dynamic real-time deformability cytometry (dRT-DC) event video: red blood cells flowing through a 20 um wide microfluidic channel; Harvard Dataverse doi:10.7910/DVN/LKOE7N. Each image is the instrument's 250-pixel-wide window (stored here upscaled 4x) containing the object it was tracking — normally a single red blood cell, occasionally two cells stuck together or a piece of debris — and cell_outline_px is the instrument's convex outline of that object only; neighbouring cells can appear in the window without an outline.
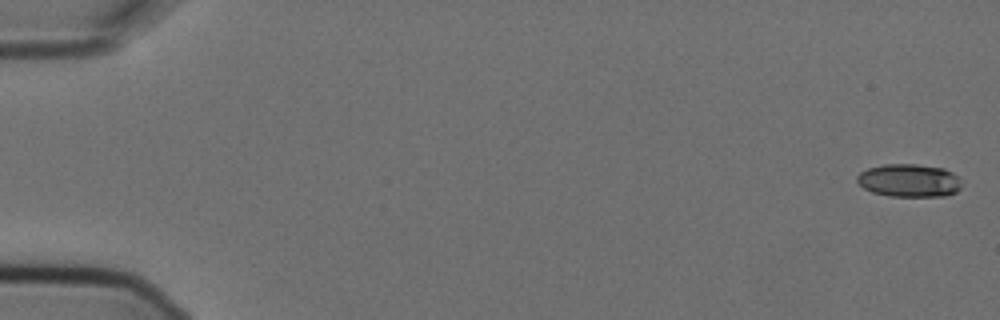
{"species": "Egyptian fruit bat (a non-hibernating species)", "species_latin": "Rousettus aegyptiacus", "temperature_condition": "cold", "stored_images_in_passage": 6, "camera_frame_rate_fps": 3000, "um_per_image_px": 0.085, "animal": {"sex": "female"}, "frame": {"image": 1, "passage_image": 1, "time_ms": 0.0, "image_size_px": [1000, 320], "cell_outline_px": [[960, 188], [956, 192], [944, 196], [888, 196], [872, 192], [864, 188], [856, 180], [856, 176], [860, 172], [868, 168], [884, 164], [916, 164], [944, 168], [960, 176]], "centroid_in_image_um": [77.28, 15.33], "position_along_channel_um": 7.7, "area_um2": 20.23}}
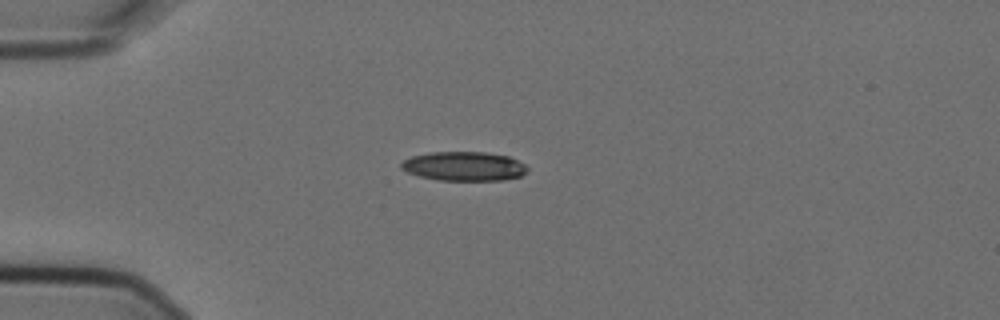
{"frame": {"image": 2, "passage_image": 5, "time_ms": 1.333, "image_size_px": [1000, 320], "cell_outline_px": [[528, 168], [520, 176], [504, 180], [436, 180], [420, 176], [408, 172], [400, 168], [400, 164], [404, 160], [412, 156], [432, 152], [488, 152], [508, 156], [524, 164]], "centroid_in_image_um": [39.42, 14.13], "position_along_channel_um": 45.6, "area_um2": 21.33}}